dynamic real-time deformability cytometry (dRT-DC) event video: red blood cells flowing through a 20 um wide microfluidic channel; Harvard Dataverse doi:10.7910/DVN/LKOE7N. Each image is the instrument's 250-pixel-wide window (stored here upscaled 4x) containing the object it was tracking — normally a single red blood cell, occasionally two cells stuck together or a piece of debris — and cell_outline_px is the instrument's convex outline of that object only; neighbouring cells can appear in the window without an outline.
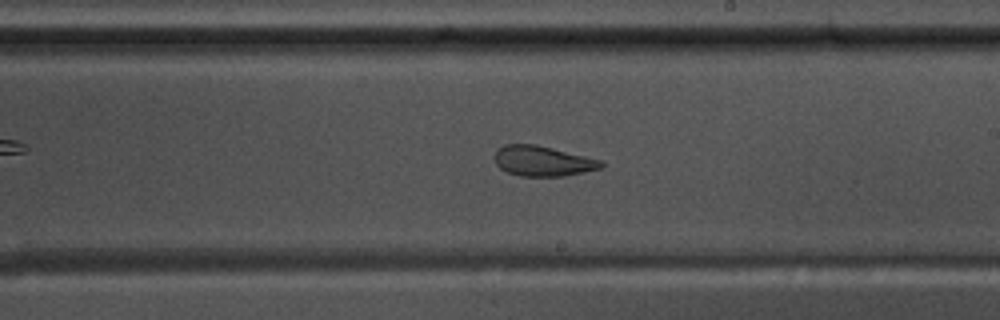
{"species": "common noctule bat (a hibernating species)", "species_latin": "Nyctalus noctula", "temperature_condition": "warm", "stored_images_in_passage": 57, "camera_frame_rate_fps": 3000, "um_per_image_px": 0.085, "animal": {"sex": "male", "body_mass_g": 17.5, "forearm_length_mm": 52.3}, "frame": {"image": 1, "passage_image": 33, "time_ms": 10.667, "image_size_px": [1000, 320], "cell_outline_px": [[604, 164], [600, 168], [584, 172], [564, 176], [520, 176], [508, 172], [500, 168], [496, 164], [496, 148], [504, 144], [536, 144], [600, 160]], "centroid_in_image_um": [46.1, 13.68], "position_along_channel_um": 242.9, "area_um2": 18.55}}
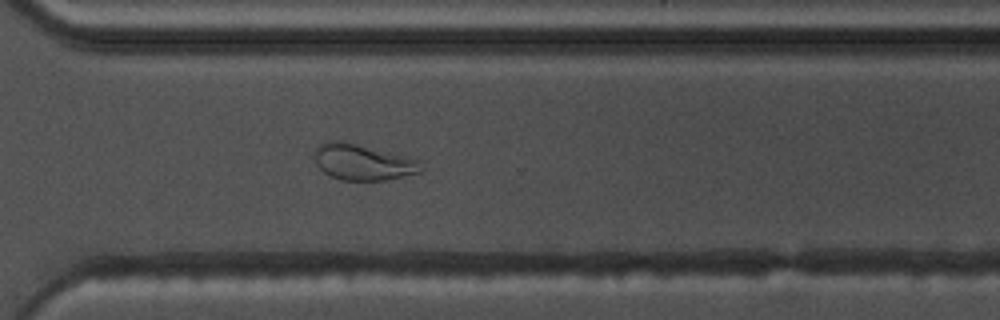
{"frame": {"image": 2, "passage_image": 41, "time_ms": 13.333, "image_size_px": [1000, 320], "cell_outline_px": [[424, 168], [420, 172], [384, 180], [344, 180], [332, 176], [324, 172], [316, 164], [312, 152], [320, 144], [328, 140], [344, 140], [420, 160]], "centroid_in_image_um": [30.81, 13.76], "position_along_channel_um": 339.8, "area_um2": 22.43}, "authors_computed_cell_mechanics": {"area_um2": 23.409, "velocity_mm_per_s": 3.629, "shape_relaxation_time_tau1_ms": null, "shape_relaxation_time_tau2_ms": 2.1598, "deformation_change_tau1": null, "deformation_change_tau2": 0.0957}}